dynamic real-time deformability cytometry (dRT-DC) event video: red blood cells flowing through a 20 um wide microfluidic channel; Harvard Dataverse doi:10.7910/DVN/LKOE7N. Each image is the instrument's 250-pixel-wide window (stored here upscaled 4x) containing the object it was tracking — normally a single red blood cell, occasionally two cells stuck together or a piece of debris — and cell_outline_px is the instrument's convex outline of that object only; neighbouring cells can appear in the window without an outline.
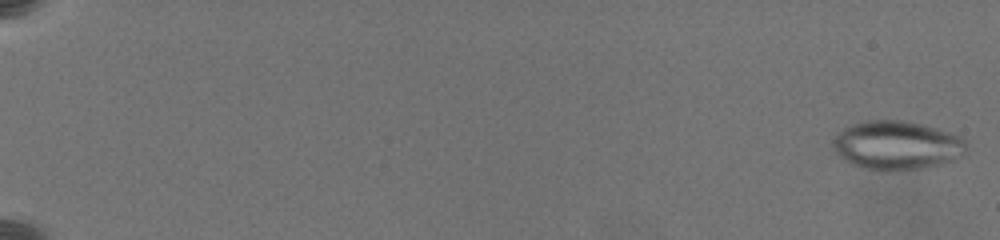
{"species": "common noctule bat (a hibernating species)", "species_latin": "Nyctalus noctula", "temperature_condition": "warm", "stored_images_in_passage": 59, "camera_frame_rate_fps": 3000, "um_per_image_px": 0.085, "animal": {"sex": "female", "body_mass_g": 19.5, "forearm_length_mm": 54.1}, "frame": {"image": 1, "passage_image": 1, "time_ms": 0.0, "image_size_px": [1000, 240], "cell_outline_px": [[968, 152], [964, 156], [952, 160], [920, 168], [900, 172], [884, 172], [864, 168], [852, 164], [840, 156], [832, 148], [832, 140], [844, 128], [852, 124], [864, 120], [908, 120], [924, 124], [964, 136], [968, 140]], "centroid_in_image_um": [76.29, 12.35], "position_along_channel_um": 8.7, "area_um2": 38.84}}
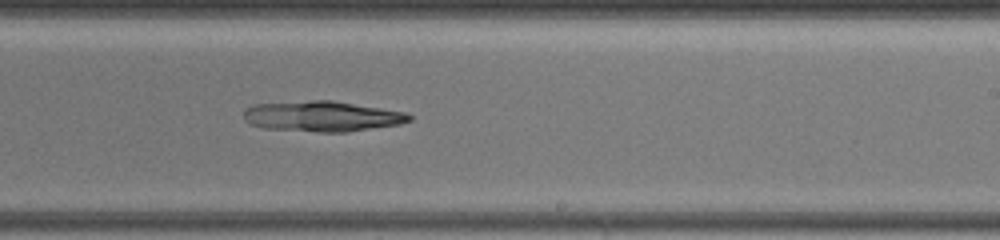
{"frame": {"image": 2, "passage_image": 37, "time_ms": 13.333, "image_size_px": [1000, 240], "cell_outline_px": [[412, 120], [400, 124], [348, 132], [316, 132], [264, 128], [252, 124], [244, 120], [244, 108], [252, 104], [312, 100], [332, 100], [404, 112], [412, 116]], "centroid_in_image_um": [27.35, 9.88], "position_along_channel_um": 261.6, "area_um2": 29.48}}
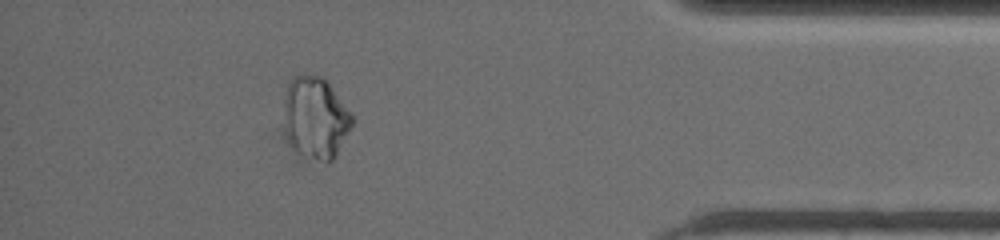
{"frame": {"image": 3, "passage_image": 54, "time_ms": 18.333, "image_size_px": [1000, 240], "cell_outline_px": [[356, 120], [336, 156], [328, 164], [300, 152], [296, 148], [292, 140], [284, 108], [284, 100], [288, 84], [292, 76], [320, 76], [328, 80]], "centroid_in_image_um": [26.92, 9.97], "position_along_channel_um": 408.3, "area_um2": 31.73}}